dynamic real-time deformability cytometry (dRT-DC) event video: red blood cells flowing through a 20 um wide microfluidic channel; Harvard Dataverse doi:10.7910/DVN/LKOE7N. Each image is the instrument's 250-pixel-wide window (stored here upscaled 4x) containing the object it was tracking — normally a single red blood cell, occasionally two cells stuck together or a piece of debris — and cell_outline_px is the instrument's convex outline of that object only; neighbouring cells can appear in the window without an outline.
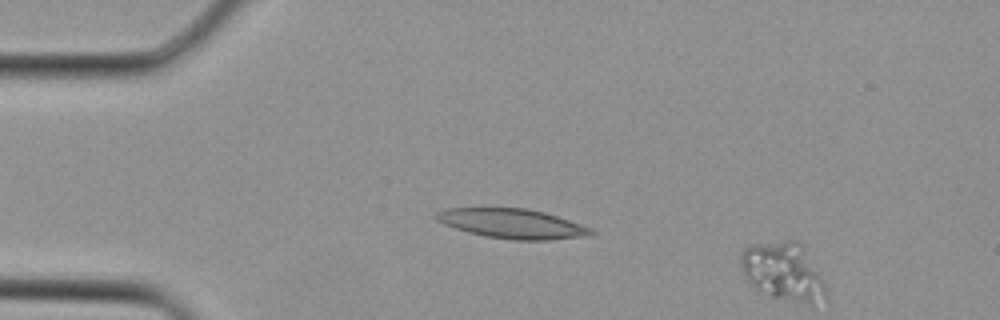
{"species": "Egyptian fruit bat (a non-hibernating species)", "species_latin": "Rousettus aegyptiacus", "temperature_condition": "cold", "stored_images_in_passage": 4, "camera_frame_rate_fps": 3000, "um_per_image_px": 0.085, "animal": {"sex": "female"}, "frame": {"image": 1, "passage_image": 2, "time_ms": 0.333, "image_size_px": [1000, 320], "cell_outline_px": [[828, 300], [812, 304], [808, 304], [772, 296], [756, 288], [744, 276], [740, 264], [740, 252], [744, 248], [752, 244], [784, 240], [800, 240], [828, 288]], "centroid_in_image_um": [66.62, 23.07], "position_along_channel_um": 18.4, "area_um2": 29.19}}
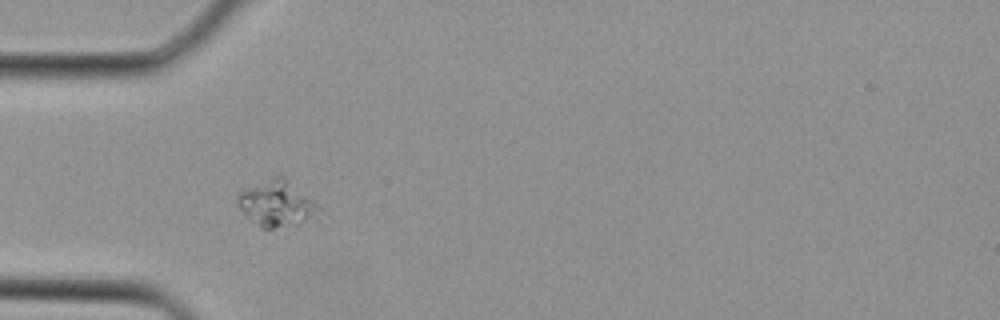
{"frame": {"image": 2, "passage_image": 4, "time_ms": 1.0, "image_size_px": [1000, 320], "cell_outline_px": [[320, 208], [304, 216], [272, 228], [264, 228], [248, 216], [240, 208], [236, 200], [240, 192], [276, 176], [284, 176], [312, 200]], "centroid_in_image_um": [23.4, 17.22], "position_along_channel_um": 61.6, "area_um2": 19.31}}